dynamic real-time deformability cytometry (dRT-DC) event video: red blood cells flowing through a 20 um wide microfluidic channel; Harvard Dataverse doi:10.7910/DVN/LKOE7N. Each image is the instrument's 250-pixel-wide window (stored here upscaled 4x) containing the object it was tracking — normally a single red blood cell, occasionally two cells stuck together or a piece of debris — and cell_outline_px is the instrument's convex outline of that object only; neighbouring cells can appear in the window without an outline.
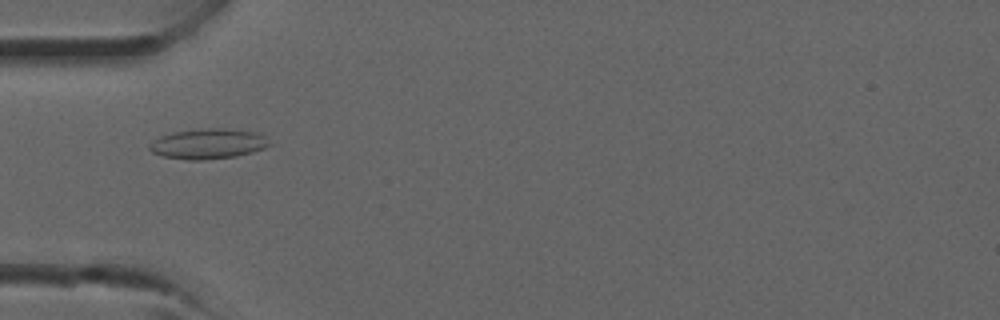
{"species": "common noctule bat (a hibernating species)", "species_latin": "Nyctalus noctula", "temperature_condition": "room temperature", "stored_images_in_passage": 26, "camera_frame_rate_fps": 3000, "um_per_image_px": 0.085, "animal": {"sex": "male", "forearm_length_mm": 52.5}, "frame": {"image": 1, "passage_image": 1, "time_ms": 0.0, "image_size_px": [1000, 320], "cell_outline_px": [[272, 144], [264, 148], [252, 152], [236, 156], [200, 160], [184, 160], [164, 156], [152, 152], [148, 148], [148, 144], [152, 140], [160, 136], [172, 132], [200, 128], [224, 128], [260, 132]], "centroid_in_image_um": [17.68, 12.21], "position_along_channel_um": 67.3, "area_um2": 21.39}}
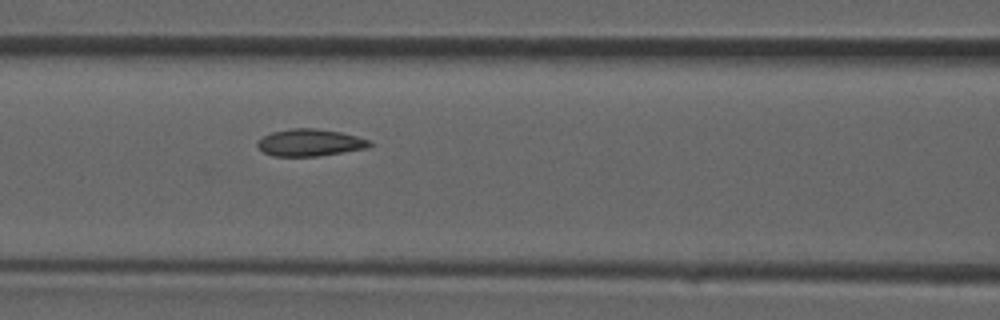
{"frame": {"image": 2, "passage_image": 5, "time_ms": 1.333, "image_size_px": [1000, 320], "cell_outline_px": [[372, 144], [368, 148], [320, 156], [272, 156], [264, 152], [256, 144], [264, 136], [272, 132], [292, 128], [312, 128], [340, 132], [356, 136], [368, 140]], "centroid_in_image_um": [26.35, 12.13], "position_along_channel_um": 140.2, "area_um2": 17.51}}
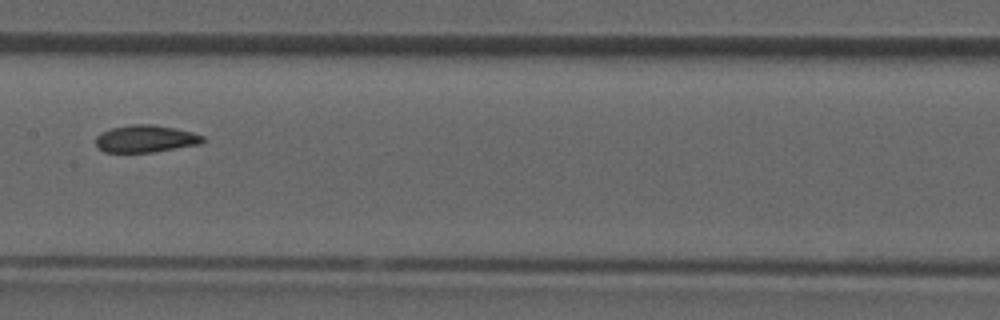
{"frame": {"image": 3, "passage_image": 8, "time_ms": 2.333, "image_size_px": [1000, 320], "cell_outline_px": [[208, 140], [200, 144], [152, 152], [104, 152], [96, 144], [96, 136], [100, 132], [112, 128], [132, 124], [152, 124], [176, 128], [192, 132], [204, 136]], "centroid_in_image_um": [12.41, 11.78], "position_along_channel_um": 195.0, "area_um2": 17.05}}